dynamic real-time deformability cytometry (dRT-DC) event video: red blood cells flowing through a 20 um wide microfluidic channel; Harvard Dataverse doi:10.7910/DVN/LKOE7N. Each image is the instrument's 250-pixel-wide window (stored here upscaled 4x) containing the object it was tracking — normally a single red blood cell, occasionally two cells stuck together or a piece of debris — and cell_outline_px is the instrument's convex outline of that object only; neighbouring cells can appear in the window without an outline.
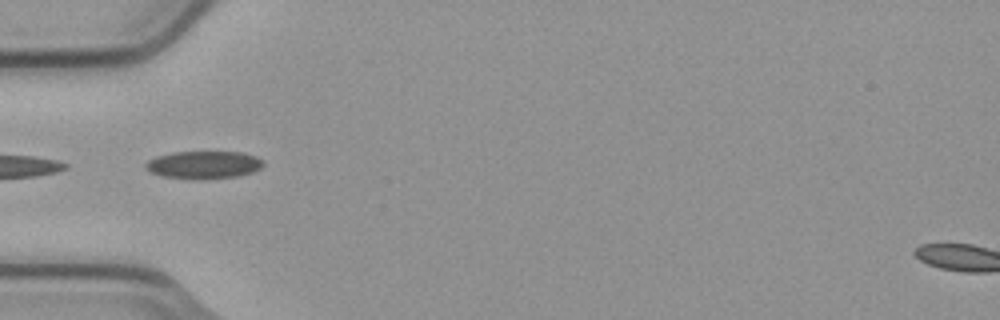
{"species": "common noctule bat (a hibernating species)", "species_latin": "Nyctalus noctula", "temperature_condition": "cold", "stored_images_in_passage": 5, "camera_frame_rate_fps": 3000, "um_per_image_px": 0.085, "animal": {"sex": "male", "body_mass_g": 23.1, "forearm_length_mm": 52.7}, "frame": {"image": 1, "passage_image": 1, "time_ms": 0.0, "image_size_px": [1000, 320], "cell_outline_px": [[264, 164], [260, 168], [252, 172], [236, 176], [160, 176], [152, 172], [144, 164], [148, 160], [156, 156], [172, 152], [244, 152], [256, 156], [264, 160]], "centroid_in_image_um": [17.36, 13.94], "position_along_channel_um": 67.6, "area_um2": 17.98}}